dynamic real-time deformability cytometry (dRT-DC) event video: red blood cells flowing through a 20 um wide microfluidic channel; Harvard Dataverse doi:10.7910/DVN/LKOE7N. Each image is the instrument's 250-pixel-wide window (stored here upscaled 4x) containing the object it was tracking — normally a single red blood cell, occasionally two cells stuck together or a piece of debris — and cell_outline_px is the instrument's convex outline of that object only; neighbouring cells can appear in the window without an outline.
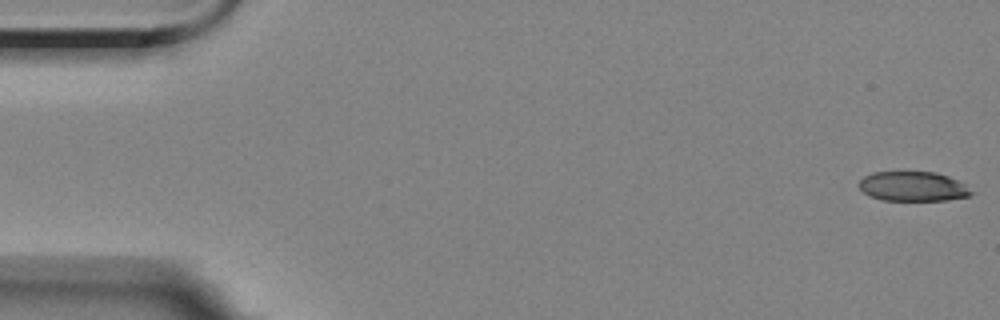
{"species": "Egyptian fruit bat (a non-hibernating species)", "species_latin": "Rousettus aegyptiacus", "temperature_condition": "room temperature", "stored_images_in_passage": 4, "camera_frame_rate_fps": 3000, "um_per_image_px": 0.085, "animal": {"sex": "female"}, "frame": {"image": 1, "passage_image": 1, "time_ms": 0.0, "image_size_px": [1000, 320], "cell_outline_px": [[972, 192], [968, 196], [948, 200], [884, 200], [872, 196], [864, 192], [860, 188], [860, 180], [864, 176], [872, 172], [936, 172], [948, 176], [964, 184]], "centroid_in_image_um": [77.59, 15.84], "position_along_channel_um": 7.4, "area_um2": 19.07}}
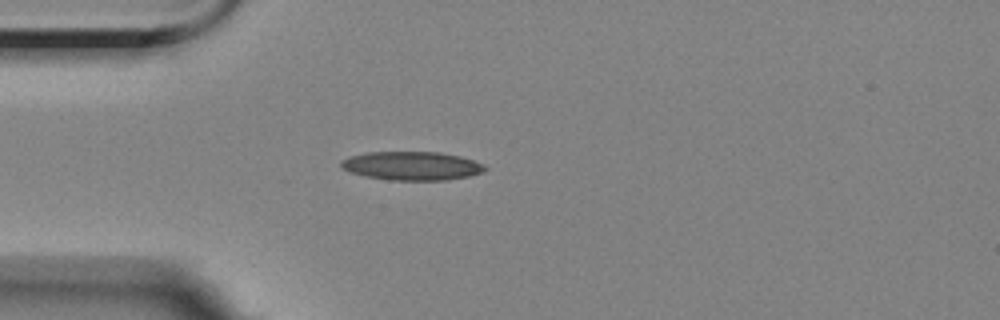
{"frame": {"image": 2, "passage_image": 4, "time_ms": 4.667, "image_size_px": [1000, 320], "cell_outline_px": [[488, 168], [484, 172], [468, 176], [444, 180], [388, 180], [364, 176], [352, 172], [344, 168], [340, 164], [340, 160], [348, 156], [368, 152], [440, 152], [460, 156], [472, 160]], "centroid_in_image_um": [34.98, 14.09], "position_along_channel_um": 50.0, "area_um2": 23.93}}